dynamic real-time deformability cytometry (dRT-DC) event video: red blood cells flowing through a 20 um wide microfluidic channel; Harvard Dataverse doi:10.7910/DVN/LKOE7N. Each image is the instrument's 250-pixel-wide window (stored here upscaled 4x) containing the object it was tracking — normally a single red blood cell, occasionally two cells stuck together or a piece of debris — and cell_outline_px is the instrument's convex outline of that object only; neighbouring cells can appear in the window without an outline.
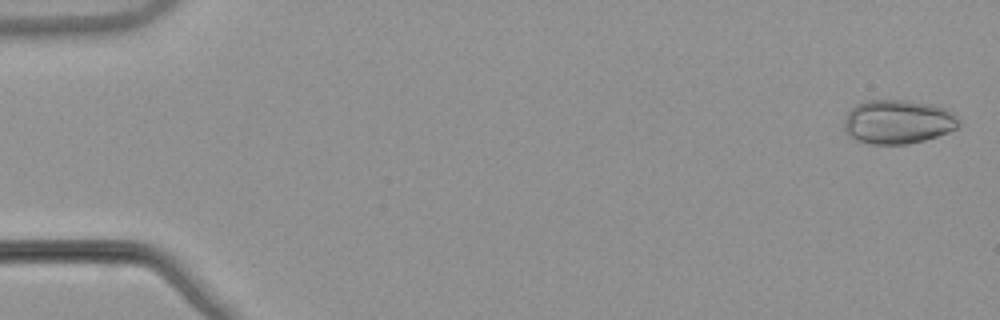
{"species": "common noctule bat (a hibernating species)", "species_latin": "Nyctalus noctula", "temperature_condition": "warm", "stored_images_in_passage": 54, "camera_frame_rate_fps": 3000, "um_per_image_px": 0.085, "animal": {"sex": "male", "body_mass_g": 21.5, "forearm_length_mm": 52.0}, "frame": {"image": 1, "passage_image": 2, "time_ms": 0.333, "image_size_px": [1000, 320], "cell_outline_px": [[960, 124], [956, 128], [948, 132], [924, 140], [908, 144], [872, 144], [856, 140], [848, 136], [844, 132], [844, 120], [848, 112], [856, 104], [864, 100], [908, 100], [932, 104], [944, 108], [952, 112], [960, 120]], "centroid_in_image_um": [76.3, 10.35], "position_along_channel_um": 8.7, "area_um2": 29.65}}
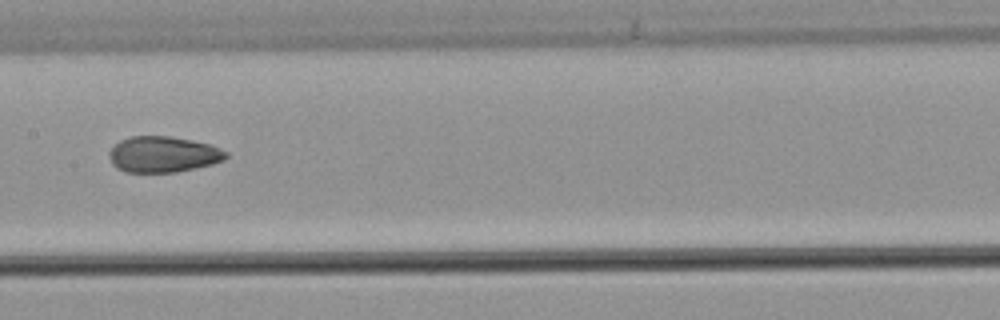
{"frame": {"image": 2, "passage_image": 28, "time_ms": 9.0, "image_size_px": [1000, 320], "cell_outline_px": [[228, 156], [224, 160], [212, 164], [176, 172], [124, 172], [116, 168], [112, 164], [108, 152], [120, 140], [132, 136], [172, 136], [212, 144], [228, 152]], "centroid_in_image_um": [13.88, 13.12], "position_along_channel_um": 193.5, "area_um2": 24.62}}
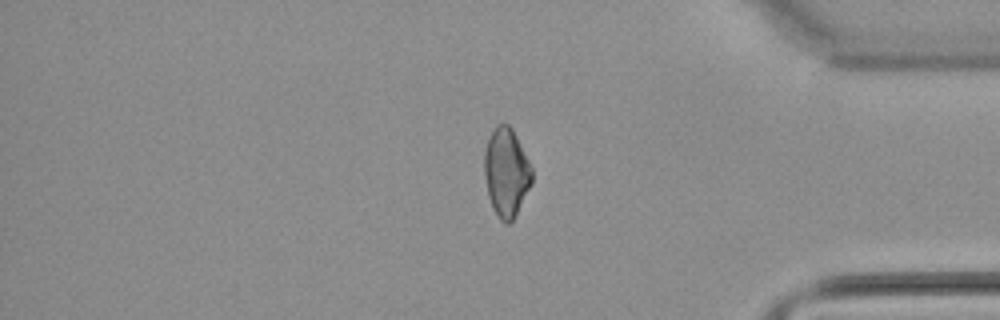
{"frame": {"image": 3, "passage_image": 45, "time_ms": 14.667, "image_size_px": [1000, 320], "cell_outline_px": [[532, 184], [512, 220], [508, 224], [504, 224], [500, 220], [492, 208], [488, 196], [484, 172], [484, 152], [488, 140], [496, 124], [508, 124], [512, 128], [532, 168]], "centroid_in_image_um": [43.02, 14.67], "position_along_channel_um": 392.2, "area_um2": 24.39}, "authors_computed_cell_mechanics": {"area_um2": 26.0389, "velocity_mm_per_s": 3.8996, "shape_relaxation_time_tau1_ms": null, "shape_relaxation_time_tau2_ms": 2.2114, "deformation_change_tau1": null, "deformation_change_tau2": 0.0636}}